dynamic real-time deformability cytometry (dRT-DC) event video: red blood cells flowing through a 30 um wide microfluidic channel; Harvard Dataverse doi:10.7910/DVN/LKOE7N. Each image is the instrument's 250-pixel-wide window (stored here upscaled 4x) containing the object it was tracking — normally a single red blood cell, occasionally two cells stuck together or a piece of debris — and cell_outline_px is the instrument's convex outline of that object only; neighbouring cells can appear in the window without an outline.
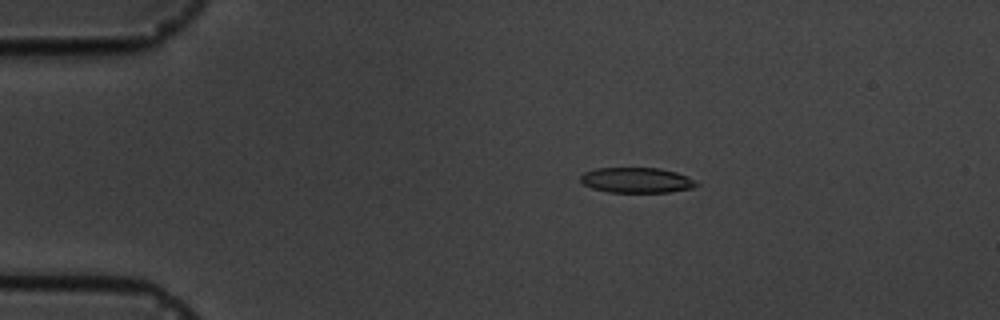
{"species": "common noctule bat (a hibernating species)", "species_latin": "Nyctalus noctula", "temperature_condition": "cold", "stored_images_in_passage": 11, "camera_frame_rate_fps": 3000, "um_per_image_px": 0.085, "animal": {"sex": "male", "body_mass_g": 19.5, "forearm_length_mm": 54.6}, "frame": {"image": 1, "passage_image": 4, "time_ms": 3.333, "image_size_px": [1000, 320], "cell_outline_px": [[700, 184], [692, 188], [668, 192], [608, 192], [592, 188], [584, 184], [580, 180], [580, 176], [584, 172], [596, 168], [660, 168], [676, 172], [688, 176], [696, 180]], "centroid_in_image_um": [54.13, 15.31], "position_along_channel_um": 30.9, "area_um2": 17.17}}
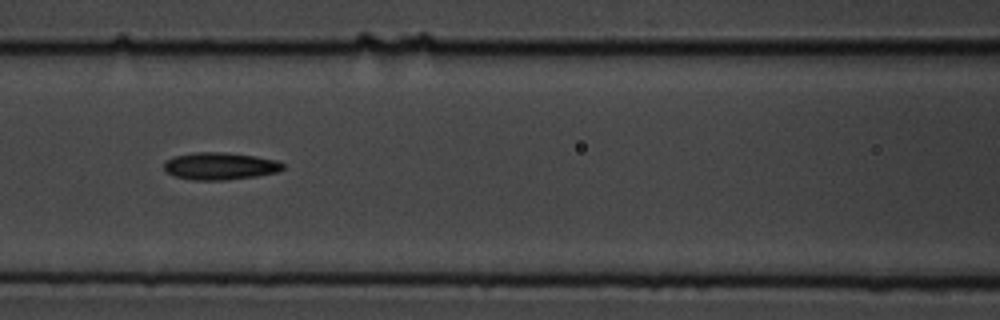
{"frame": {"image": 2, "passage_image": 8, "time_ms": 8.0, "image_size_px": [1000, 320], "cell_outline_px": [[284, 168], [276, 172], [256, 176], [224, 180], [192, 180], [176, 176], [168, 172], [164, 168], [164, 160], [172, 156], [192, 152], [224, 152], [256, 156], [276, 160], [284, 164]], "centroid_in_image_um": [18.67, 14.1], "position_along_channel_um": 147.9, "area_um2": 18.96}}
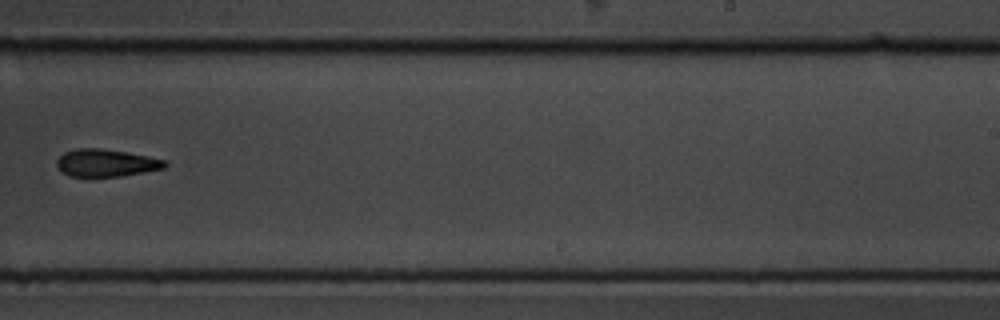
{"frame": {"image": 3, "passage_image": 11, "time_ms": 11.667, "image_size_px": [1000, 320], "cell_outline_px": [[168, 164], [164, 168], [120, 176], [68, 176], [56, 164], [56, 160], [64, 152], [76, 148], [100, 148], [128, 152], [168, 160]], "centroid_in_image_um": [9.04, 13.83], "position_along_channel_um": 280.0, "area_um2": 17.22}}